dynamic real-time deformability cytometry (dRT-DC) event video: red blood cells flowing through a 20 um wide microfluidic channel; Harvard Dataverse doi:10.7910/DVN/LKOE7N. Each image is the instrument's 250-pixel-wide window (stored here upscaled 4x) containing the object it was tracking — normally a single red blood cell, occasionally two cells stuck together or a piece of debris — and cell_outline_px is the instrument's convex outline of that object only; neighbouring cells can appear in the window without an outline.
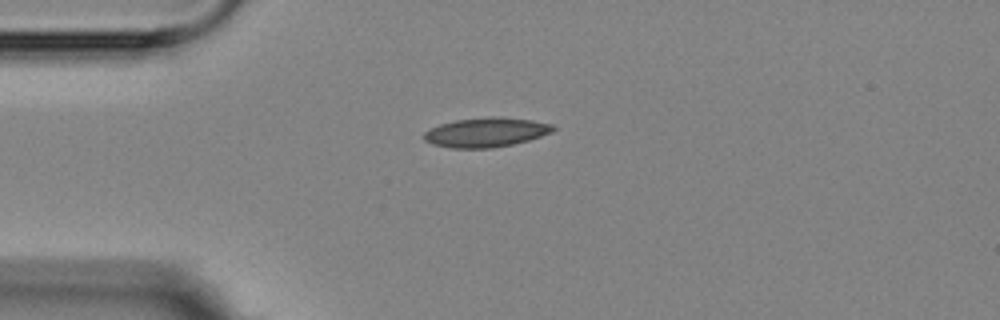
{"species": "Egyptian fruit bat (a non-hibernating species)", "species_latin": "Rousettus aegyptiacus", "temperature_condition": "room temperature", "stored_images_in_passage": 8, "camera_frame_rate_fps": 3000, "um_per_image_px": 0.085, "animal": {"sex": "female"}, "frame": {"image": 1, "passage_image": 1, "time_ms": 0.0, "image_size_px": [1000, 320], "cell_outline_px": [[556, 128], [552, 132], [528, 140], [512, 144], [492, 148], [452, 148], [432, 144], [424, 140], [424, 132], [440, 124], [456, 120], [488, 116], [500, 116], [532, 120], [552, 124]], "centroid_in_image_um": [41.32, 11.24], "position_along_channel_um": 43.7, "area_um2": 22.14}}
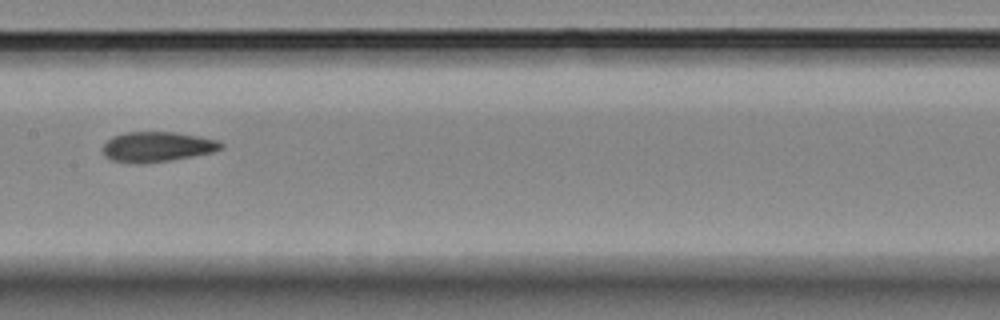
{"frame": {"image": 2, "passage_image": 5, "time_ms": 4.667, "image_size_px": [1000, 320], "cell_outline_px": [[224, 148], [212, 152], [192, 156], [144, 164], [132, 164], [112, 160], [104, 156], [104, 144], [112, 136], [124, 132], [176, 132], [220, 140], [224, 144]], "centroid_in_image_um": [13.37, 12.47], "position_along_channel_um": 194.0, "area_um2": 20.87}}
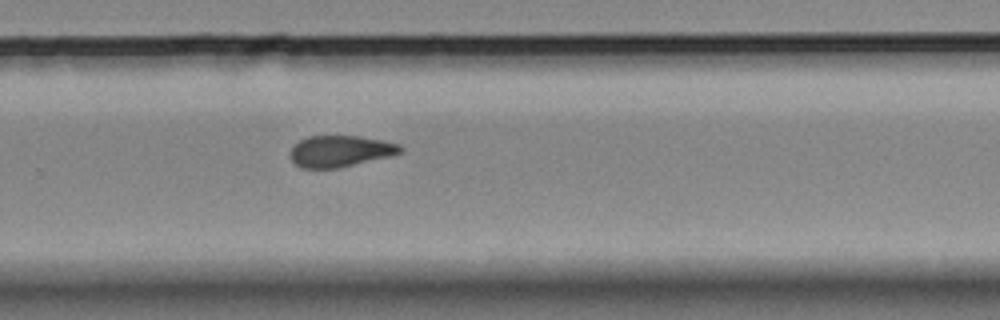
{"frame": {"image": 3, "passage_image": 8, "time_ms": 7.667, "image_size_px": [1000, 320], "cell_outline_px": [[404, 148], [400, 152], [388, 156], [340, 168], [300, 168], [292, 160], [292, 144], [308, 136], [360, 136], [400, 144]], "centroid_in_image_um": [28.9, 12.84], "position_along_channel_um": 300.9, "area_um2": 19.94}}